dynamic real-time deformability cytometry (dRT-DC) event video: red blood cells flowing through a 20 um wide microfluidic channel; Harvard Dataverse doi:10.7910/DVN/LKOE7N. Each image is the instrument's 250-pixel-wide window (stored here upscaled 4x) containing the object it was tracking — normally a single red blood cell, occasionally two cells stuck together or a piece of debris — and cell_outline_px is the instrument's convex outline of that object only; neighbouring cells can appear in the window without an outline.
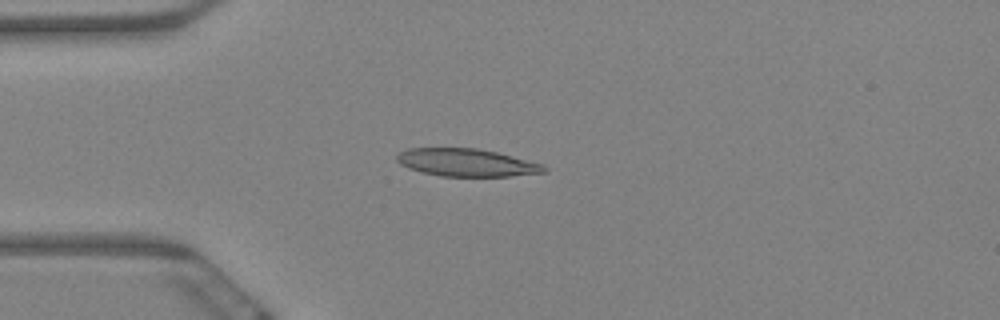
{"species": "Egyptian fruit bat (a non-hibernating species)", "species_latin": "Rousettus aegyptiacus", "temperature_condition": "warm", "stored_images_in_passage": 9, "camera_frame_rate_fps": 3000, "um_per_image_px": 0.085, "animal": {"sex": "female"}, "frame": {"image": 1, "passage_image": 4, "time_ms": 1.0, "image_size_px": [1000, 320], "cell_outline_px": [[548, 172], [508, 176], [440, 176], [420, 172], [408, 168], [400, 164], [396, 160], [396, 156], [400, 152], [408, 148], [476, 148], [496, 152], [544, 164], [548, 168]], "centroid_in_image_um": [39.66, 13.82], "position_along_channel_um": 45.3, "area_um2": 23.81}}
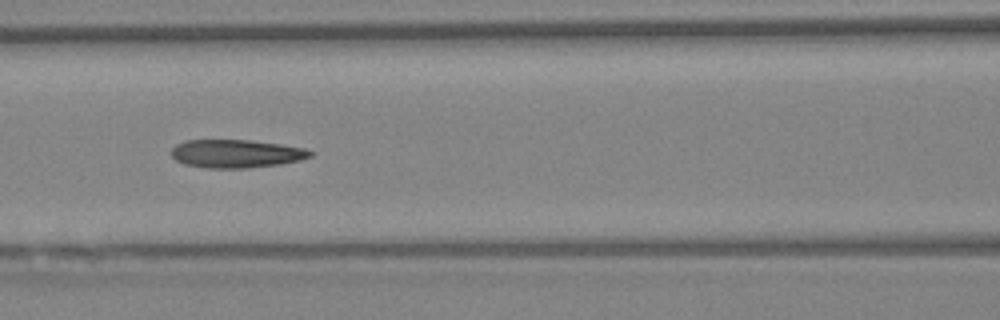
{"frame": {"image": 2, "passage_image": 7, "time_ms": 2.0, "image_size_px": [1000, 320], "cell_outline_px": [[312, 156], [300, 160], [280, 164], [248, 168], [208, 168], [184, 164], [176, 160], [172, 156], [172, 148], [176, 144], [184, 140], [252, 140], [280, 144], [304, 148], [312, 152]], "centroid_in_image_um": [20.06, 13.06], "position_along_channel_um": 146.5, "area_um2": 22.83}}
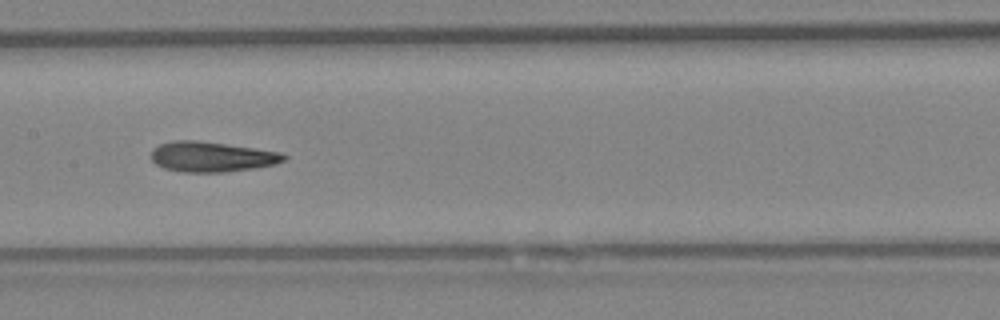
{"frame": {"image": 3, "passage_image": 8, "time_ms": 2.333, "image_size_px": [1000, 320], "cell_outline_px": [[288, 156], [284, 160], [276, 164], [256, 168], [224, 172], [180, 172], [164, 168], [156, 164], [152, 160], [152, 148], [160, 144], [172, 140], [196, 140], [280, 152]], "centroid_in_image_um": [17.97, 13.33], "position_along_channel_um": 189.4, "area_um2": 23.29}}